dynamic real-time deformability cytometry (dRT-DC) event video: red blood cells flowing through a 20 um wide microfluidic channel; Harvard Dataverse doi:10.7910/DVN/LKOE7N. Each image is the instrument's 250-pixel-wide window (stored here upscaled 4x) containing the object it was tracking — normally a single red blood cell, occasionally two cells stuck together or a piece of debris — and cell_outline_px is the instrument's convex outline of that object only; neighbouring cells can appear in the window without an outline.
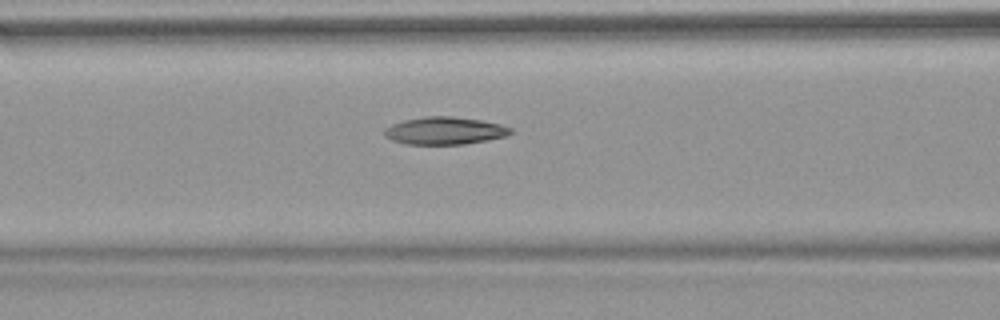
{"species": "common noctule bat (a hibernating species)", "species_latin": "Nyctalus noctula", "temperature_condition": "warm", "stored_images_in_passage": 44, "camera_frame_rate_fps": 3000, "um_per_image_px": 0.085, "animal": {"sex": "female", "body_mass_g": 18.4}, "frame": {"image": 1, "passage_image": 13, "time_ms": 4.0, "image_size_px": [1000, 320], "cell_outline_px": [[512, 132], [504, 136], [488, 140], [464, 144], [408, 144], [392, 140], [384, 136], [384, 128], [392, 124], [404, 120], [424, 116], [452, 116], [480, 120], [500, 124], [512, 128]], "centroid_in_image_um": [37.78, 11.1], "position_along_channel_um": 128.8, "area_um2": 20.17}}
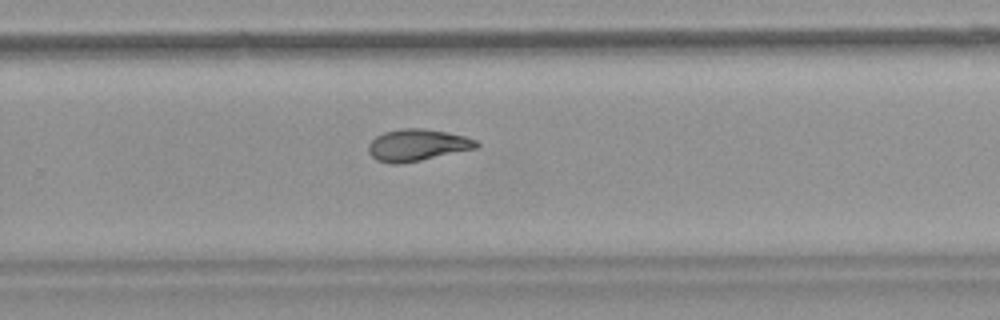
{"frame": {"image": 2, "passage_image": 26, "time_ms": 8.333, "image_size_px": [1000, 320], "cell_outline_px": [[480, 148], [404, 164], [392, 164], [376, 160], [368, 152], [368, 144], [376, 136], [384, 132], [400, 128], [424, 128], [464, 136], [476, 140], [480, 144]], "centroid_in_image_um": [35.48, 12.35], "position_along_channel_um": 294.3, "area_um2": 20.35}, "authors_computed_cell_mechanics": {"area_um2": 20.3456, "velocity_mm_per_s": 3.8411, "shape_relaxation_time_tau1_ms": null, "shape_relaxation_time_tau2_ms": 4.253, "deformation_change_tau1": null, "deformation_change_tau2": 0.1135}}